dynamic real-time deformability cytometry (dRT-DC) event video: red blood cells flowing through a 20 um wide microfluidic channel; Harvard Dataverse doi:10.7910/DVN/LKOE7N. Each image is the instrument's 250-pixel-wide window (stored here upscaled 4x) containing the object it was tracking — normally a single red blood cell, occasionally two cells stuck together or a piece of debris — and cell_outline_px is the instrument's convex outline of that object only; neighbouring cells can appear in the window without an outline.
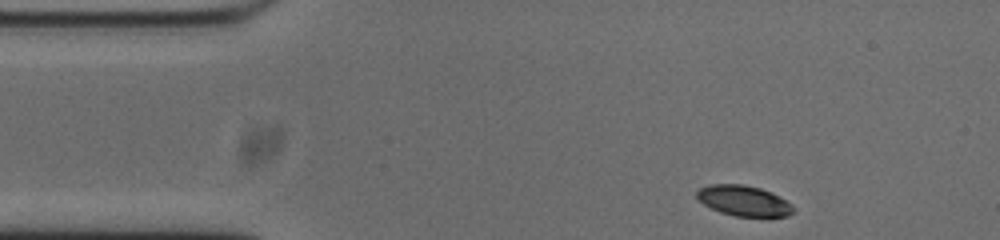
{"species": "common noctule bat (a hibernating species)", "species_latin": "Nyctalus noctula", "temperature_condition": "cold", "stored_images_in_passage": 48, "camera_frame_rate_fps": 3000, "um_per_image_px": 0.085, "animal": {"sex": "male", "body_mass_g": 20.0, "forearm_length_mm": 53.3}, "frame": {"image": 1, "passage_image": 1, "time_ms": 0.0, "image_size_px": [1000, 240], "cell_outline_px": [[796, 208], [788, 216], [736, 216], [720, 212], [704, 204], [696, 196], [696, 192], [700, 188], [708, 184], [744, 184], [760, 188], [772, 192], [792, 204]], "centroid_in_image_um": [63.23, 17.05], "position_along_channel_um": 21.8, "area_um2": 17.11}}
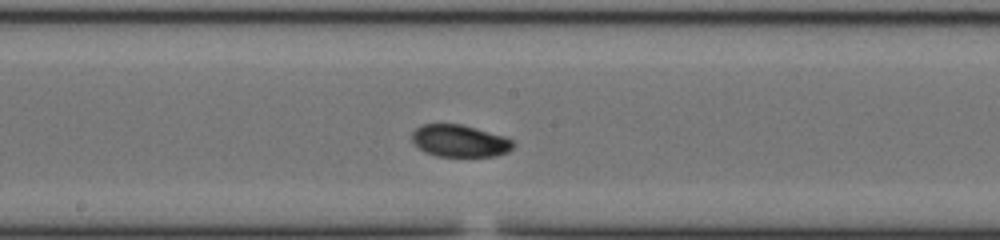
{"frame": {"image": 2, "passage_image": 21, "time_ms": 6.667, "image_size_px": [1000, 240], "cell_outline_px": [[512, 148], [508, 152], [496, 156], [436, 156], [424, 152], [412, 140], [412, 132], [420, 124], [460, 124], [476, 128], [504, 136], [512, 140]], "centroid_in_image_um": [39.05, 11.97], "position_along_channel_um": 209.1, "area_um2": 18.84}}
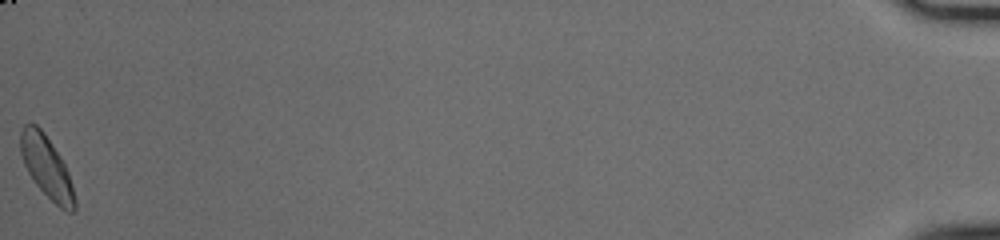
{"frame": {"image": 3, "passage_image": 48, "time_ms": 15.667, "image_size_px": [1000, 240], "cell_outline_px": [[76, 208], [72, 212], [68, 212], [60, 208], [36, 184], [28, 172], [24, 164], [20, 152], [20, 132], [24, 124], [36, 124], [44, 132], [60, 156], [68, 172], [76, 204]], "centroid_in_image_um": [3.95, 14.18], "position_along_channel_um": 431.3, "area_um2": 19.19}, "authors_computed_cell_mechanics": {"area_um2": 18.6983, "velocity_mm_per_s": 3.723, "shape_relaxation_time_tau1_ms": 1.763, "shape_relaxation_time_tau2_ms": 9.1156, "deformation_change_tau1": 0.0955, "deformation_change_tau2": 0.106}}